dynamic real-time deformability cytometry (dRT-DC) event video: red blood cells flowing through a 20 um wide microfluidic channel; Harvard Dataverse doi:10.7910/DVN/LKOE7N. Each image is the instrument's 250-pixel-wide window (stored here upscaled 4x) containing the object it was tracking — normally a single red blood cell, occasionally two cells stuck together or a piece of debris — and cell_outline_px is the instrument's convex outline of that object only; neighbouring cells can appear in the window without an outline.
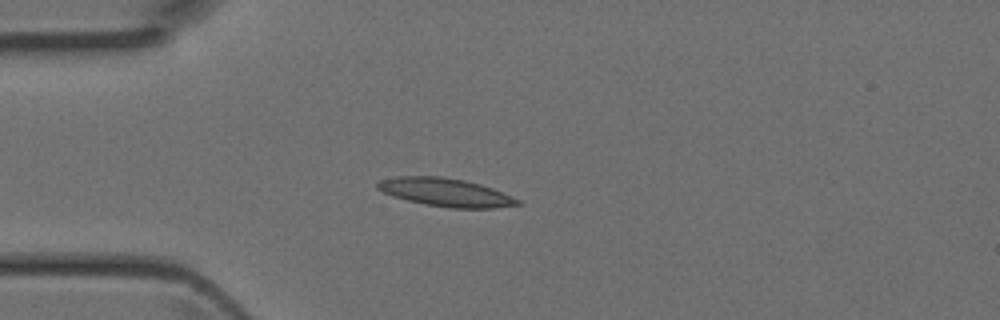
{"species": "Egyptian fruit bat (a non-hibernating species)", "species_latin": "Rousettus aegyptiacus", "temperature_condition": "room temperature", "stored_images_in_passage": 3, "camera_frame_rate_fps": 3000, "um_per_image_px": 0.085, "animal": {"sex": "female"}, "frame": {"image": 1, "passage_image": 3, "time_ms": 0.667, "image_size_px": [1000, 320], "cell_outline_px": [[524, 204], [492, 208], [452, 208], [424, 204], [392, 196], [376, 188], [376, 184], [380, 180], [396, 176], [440, 176], [464, 180], [480, 184], [492, 188], [512, 196], [520, 200]], "centroid_in_image_um": [37.88, 16.35], "position_along_channel_um": 47.1, "area_um2": 23.0}}